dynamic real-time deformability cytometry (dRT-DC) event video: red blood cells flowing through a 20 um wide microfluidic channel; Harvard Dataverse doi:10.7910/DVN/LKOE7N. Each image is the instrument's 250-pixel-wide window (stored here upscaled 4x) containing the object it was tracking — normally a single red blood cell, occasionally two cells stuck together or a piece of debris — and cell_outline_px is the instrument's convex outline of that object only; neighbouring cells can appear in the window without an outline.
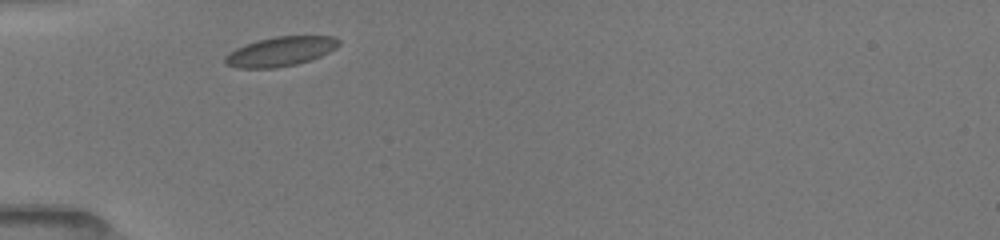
{"species": "common noctule bat (a hibernating species)", "species_latin": "Nyctalus noctula", "temperature_condition": "room temperature", "stored_images_in_passage": 19, "camera_frame_rate_fps": 3000, "um_per_image_px": 0.085, "animal": {"sex": "female", "body_mass_g": 19.5, "forearm_length_mm": 54.1}, "frame": {"image": 1, "passage_image": 1, "time_ms": 0.0, "image_size_px": [1000, 240], "cell_outline_px": [[340, 44], [336, 48], [320, 56], [296, 64], [276, 68], [236, 68], [224, 64], [224, 56], [236, 48], [244, 44], [256, 40], [276, 36], [336, 36], [340, 40]], "centroid_in_image_um": [23.81, 4.37], "position_along_channel_um": 61.2, "area_um2": 19.65}}
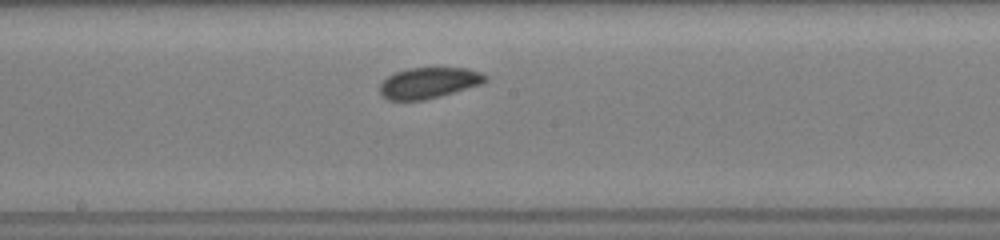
{"frame": {"image": 2, "passage_image": 8, "time_ms": 4.0, "image_size_px": [1000, 240], "cell_outline_px": [[488, 80], [480, 84], [440, 96], [424, 100], [388, 100], [380, 96], [380, 84], [388, 76], [396, 72], [408, 68], [468, 68], [480, 72], [488, 76]], "centroid_in_image_um": [36.43, 7.04], "position_along_channel_um": 211.8, "area_um2": 18.96}}
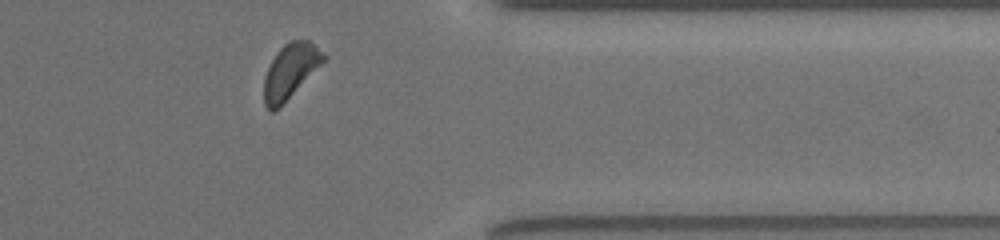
{"frame": {"image": 3, "passage_image": 17, "time_ms": 8.667, "image_size_px": [1000, 240], "cell_outline_px": [[328, 56], [280, 108], [272, 112], [264, 104], [264, 76], [272, 60], [280, 48], [284, 44], [292, 40], [308, 40]], "centroid_in_image_um": [24.66, 6.06], "position_along_channel_um": 386.7, "area_um2": 18.67}, "authors_computed_cell_mechanics": {"area_um2": 19.0162, "velocity_mm_per_s": 3.9297, "shape_relaxation_time_tau1_ms": 1.82, "shape_relaxation_time_tau2_ms": 5.32, "deformation_change_tau1": 0.0552, "deformation_change_tau2": 0.1034}}